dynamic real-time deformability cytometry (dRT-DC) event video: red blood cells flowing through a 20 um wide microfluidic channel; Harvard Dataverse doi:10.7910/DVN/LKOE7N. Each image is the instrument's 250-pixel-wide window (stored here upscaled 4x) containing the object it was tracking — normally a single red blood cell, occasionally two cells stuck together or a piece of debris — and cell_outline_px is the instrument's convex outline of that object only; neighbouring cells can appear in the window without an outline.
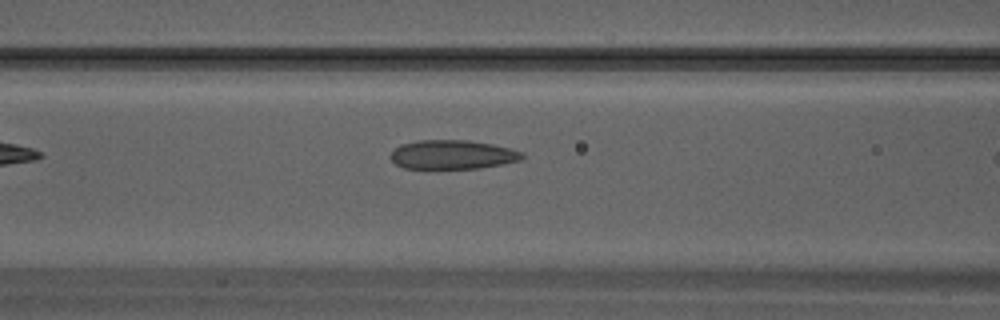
{"species": "Egyptian fruit bat (a non-hibernating species)", "species_latin": "Rousettus aegyptiacus", "temperature_condition": "warm", "stored_images_in_passage": 5, "camera_frame_rate_fps": 3000, "um_per_image_px": 0.085, "animal": {"sex": "male"}, "frame": {"image": 1, "passage_image": 4, "time_ms": 1.0, "image_size_px": [1000, 320], "cell_outline_px": [[524, 156], [520, 160], [480, 168], [404, 168], [396, 164], [388, 156], [400, 144], [420, 140], [468, 140], [492, 144], [524, 152]], "centroid_in_image_um": [38.44, 13.13], "position_along_channel_um": 128.2, "area_um2": 22.14}}